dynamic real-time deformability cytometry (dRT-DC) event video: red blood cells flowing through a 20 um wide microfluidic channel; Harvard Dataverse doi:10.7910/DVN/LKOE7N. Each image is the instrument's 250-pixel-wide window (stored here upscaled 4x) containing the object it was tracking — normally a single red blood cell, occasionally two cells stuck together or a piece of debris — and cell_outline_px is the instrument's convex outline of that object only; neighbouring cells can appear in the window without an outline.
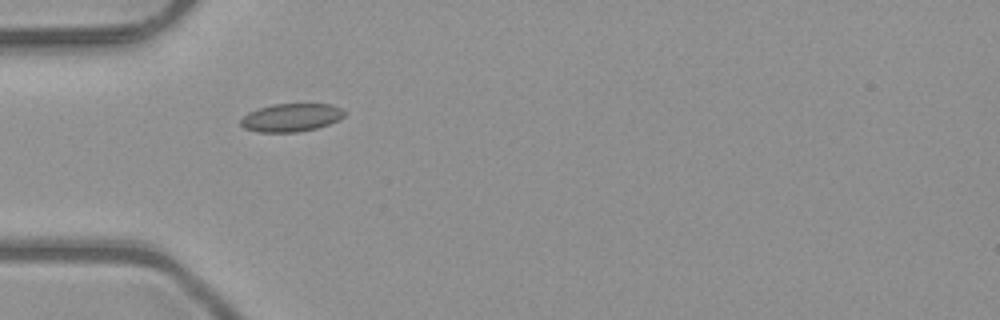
{"species": "common noctule bat (a hibernating species)", "species_latin": "Nyctalus noctula", "temperature_condition": "room temperature", "stored_images_in_passage": 5, "camera_frame_rate_fps": 3000, "um_per_image_px": 0.085, "animal": {"sex": "male", "body_mass_g": 23.1, "forearm_length_mm": 52.7}, "frame": {"image": 1, "passage_image": 3, "time_ms": 0.667, "image_size_px": [1000, 320], "cell_outline_px": [[344, 116], [328, 124], [316, 128], [296, 132], [260, 132], [244, 128], [240, 124], [240, 120], [248, 112], [272, 104], [332, 104], [340, 108], [344, 112]], "centroid_in_image_um": [24.72, 9.99], "position_along_channel_um": 60.3, "area_um2": 16.76}}
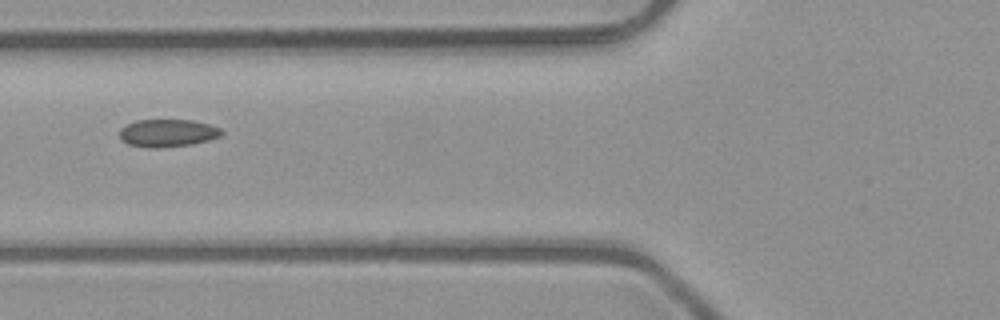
{"frame": {"image": 2, "passage_image": 4, "time_ms": 1.0, "image_size_px": [1000, 320], "cell_outline_px": [[224, 132], [220, 136], [208, 140], [192, 144], [156, 148], [148, 148], [128, 144], [120, 136], [120, 128], [136, 120], [192, 120], [208, 124], [220, 128]], "centroid_in_image_um": [14.25, 11.3], "position_along_channel_um": 111.5, "area_um2": 16.3}}
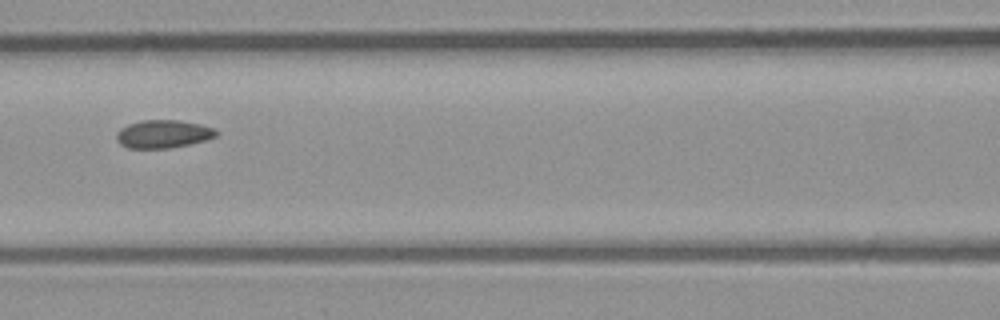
{"frame": {"image": 3, "passage_image": 5, "time_ms": 1.333, "image_size_px": [1000, 320], "cell_outline_px": [[220, 132], [216, 136], [204, 140], [188, 144], [168, 148], [128, 148], [120, 144], [116, 136], [116, 132], [120, 128], [128, 124], [140, 120], [180, 120], [200, 124], [212, 128]], "centroid_in_image_um": [13.84, 11.38], "position_along_channel_um": 152.8, "area_um2": 16.24}}